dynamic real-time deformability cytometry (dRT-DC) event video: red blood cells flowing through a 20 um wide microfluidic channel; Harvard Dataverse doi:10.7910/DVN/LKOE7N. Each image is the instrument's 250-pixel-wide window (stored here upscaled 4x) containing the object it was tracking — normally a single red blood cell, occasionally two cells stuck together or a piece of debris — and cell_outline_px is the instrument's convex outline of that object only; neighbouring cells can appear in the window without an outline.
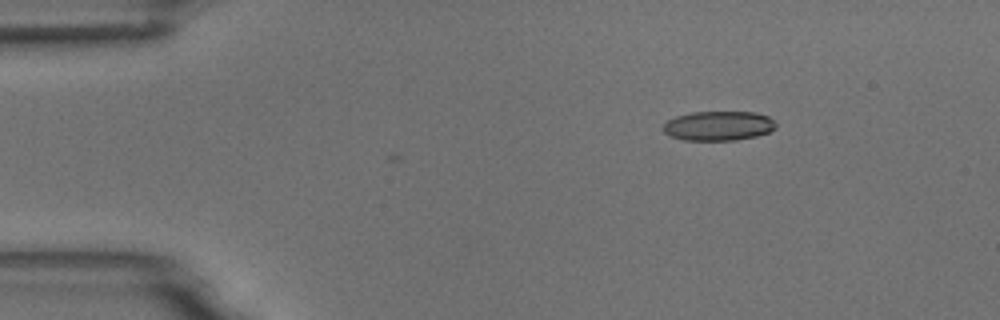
{"species": "common noctule bat (a hibernating species)", "species_latin": "Nyctalus noctula", "temperature_condition": "room temperature", "stored_images_in_passage": 3, "camera_frame_rate_fps": 3000, "um_per_image_px": 0.085, "animal": {"sex": "male", "body_mass_g": 18.8}, "frame": {"image": 1, "passage_image": 3, "time_ms": 2.333, "image_size_px": [1000, 320], "cell_outline_px": [[776, 128], [768, 132], [756, 136], [736, 140], [684, 140], [672, 136], [664, 132], [664, 124], [668, 120], [676, 116], [692, 112], [756, 112], [768, 116], [776, 120]], "centroid_in_image_um": [61.11, 10.69], "position_along_channel_um": 23.9, "area_um2": 19.36}}